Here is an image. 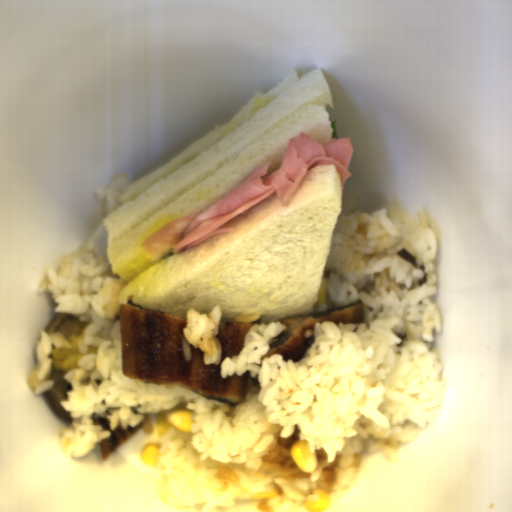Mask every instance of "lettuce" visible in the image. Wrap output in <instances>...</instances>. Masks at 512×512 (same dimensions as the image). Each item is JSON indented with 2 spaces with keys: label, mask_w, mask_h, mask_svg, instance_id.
<instances>
[{
  "label": "lettuce",
  "mask_w": 512,
  "mask_h": 512,
  "mask_svg": "<svg viewBox=\"0 0 512 512\" xmlns=\"http://www.w3.org/2000/svg\"><path fill=\"white\" fill-rule=\"evenodd\" d=\"M330 126L332 128L331 140L338 139V131H337L336 119L335 120H331Z\"/></svg>",
  "instance_id": "9fb2a089"
}]
</instances>
